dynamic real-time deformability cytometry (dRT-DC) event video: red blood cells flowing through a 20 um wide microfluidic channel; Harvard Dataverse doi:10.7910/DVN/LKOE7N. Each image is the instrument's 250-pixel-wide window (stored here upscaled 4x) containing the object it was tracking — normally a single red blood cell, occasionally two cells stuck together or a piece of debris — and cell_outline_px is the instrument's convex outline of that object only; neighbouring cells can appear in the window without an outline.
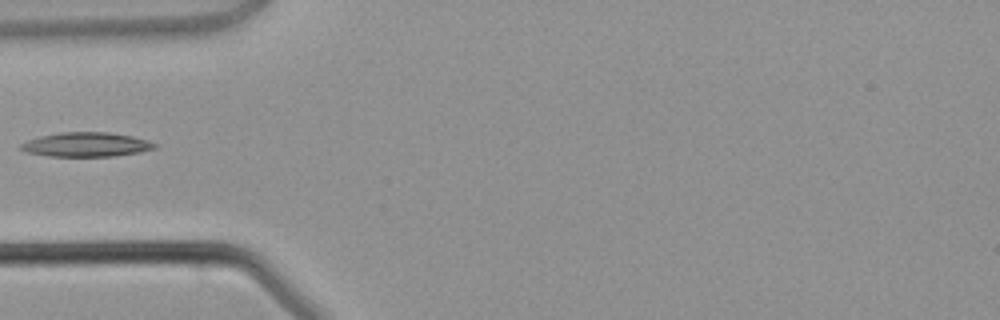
{"species": "common noctule bat (a hibernating species)", "species_latin": "Nyctalus noctula", "temperature_condition": "warm", "stored_images_in_passage": 3, "camera_frame_rate_fps": 3000, "um_per_image_px": 0.085, "animal": {"sex": "male", "body_mass_g": 21.5, "forearm_length_mm": 52.0}, "frame": {"image": 1, "passage_image": 3, "time_ms": 2.333, "image_size_px": [1000, 320], "cell_outline_px": [[156, 148], [140, 152], [116, 156], [48, 156], [28, 152], [20, 148], [20, 144], [28, 140], [40, 136], [60, 132], [108, 132], [132, 136], [148, 140], [156, 144]], "centroid_in_image_um": [7.35, 12.28], "position_along_channel_um": 77.6, "area_um2": 18.9}}